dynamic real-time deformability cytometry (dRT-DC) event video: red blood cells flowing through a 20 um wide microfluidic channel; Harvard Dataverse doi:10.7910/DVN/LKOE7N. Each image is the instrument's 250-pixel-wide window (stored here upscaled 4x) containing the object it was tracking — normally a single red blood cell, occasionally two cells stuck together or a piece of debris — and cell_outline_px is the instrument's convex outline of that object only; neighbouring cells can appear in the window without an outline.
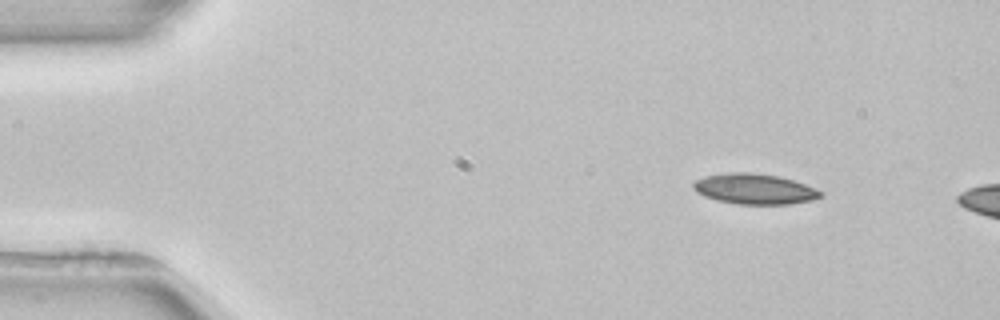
{"species": "common noctule bat (a hibernating species)", "species_latin": "Nyctalus noctula", "temperature_condition": "room temperature", "stored_images_in_passage": 3, "camera_frame_rate_fps": 3000, "um_per_image_px": 0.085, "animal": {"sex": "female", "body_mass_g": 22.7, "forearm_length_mm": 54.2}, "frame": {"image": 1, "passage_image": 1, "time_ms": 0.0, "image_size_px": [1000, 320], "cell_outline_px": [[824, 196], [812, 200], [792, 204], [736, 204], [716, 200], [704, 196], [696, 192], [692, 188], [692, 184], [696, 180], [704, 176], [728, 172], [748, 172], [780, 176], [804, 184], [824, 192]], "centroid_in_image_um": [64.12, 16.06], "position_along_channel_um": 20.9, "area_um2": 22.77}}